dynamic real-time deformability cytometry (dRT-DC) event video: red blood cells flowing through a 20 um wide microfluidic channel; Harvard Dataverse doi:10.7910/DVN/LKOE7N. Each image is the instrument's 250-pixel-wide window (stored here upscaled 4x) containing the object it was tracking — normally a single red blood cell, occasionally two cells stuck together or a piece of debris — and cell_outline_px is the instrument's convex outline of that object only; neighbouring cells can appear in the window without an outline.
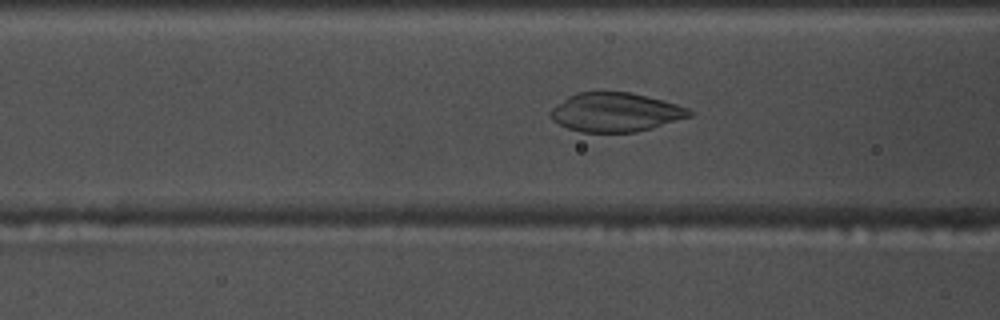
{"species": "common noctule bat (a hibernating species)", "species_latin": "Nyctalus noctula", "temperature_condition": "warm", "stored_images_in_passage": 48, "camera_frame_rate_fps": 3000, "um_per_image_px": 0.085, "animal": {"sex": "male", "body_mass_g": 17.5, "forearm_length_mm": 52.3}, "frame": {"image": 1, "passage_image": 14, "time_ms": 4.333, "image_size_px": [1000, 320], "cell_outline_px": [[696, 112], [692, 116], [652, 128], [636, 132], [580, 132], [568, 128], [552, 120], [552, 108], [556, 104], [568, 96], [576, 92], [632, 92], [676, 104], [688, 108]], "centroid_in_image_um": [52.35, 9.54], "position_along_channel_um": 114.3, "area_um2": 31.5}}
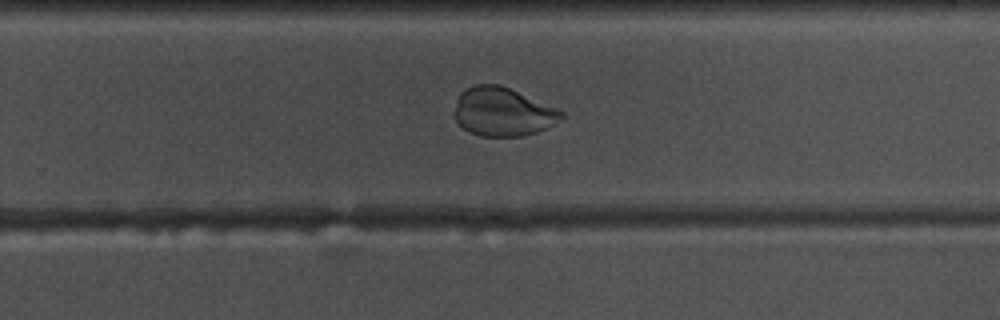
{"frame": {"image": 2, "passage_image": 28, "time_ms": 9.0, "image_size_px": [1000, 320], "cell_outline_px": [[568, 116], [536, 132], [524, 136], [480, 136], [468, 132], [456, 120], [456, 100], [460, 92], [464, 88], [476, 84], [500, 84], [556, 108], [564, 112]], "centroid_in_image_um": [42.73, 9.5], "position_along_channel_um": 287.1, "area_um2": 30.17}}